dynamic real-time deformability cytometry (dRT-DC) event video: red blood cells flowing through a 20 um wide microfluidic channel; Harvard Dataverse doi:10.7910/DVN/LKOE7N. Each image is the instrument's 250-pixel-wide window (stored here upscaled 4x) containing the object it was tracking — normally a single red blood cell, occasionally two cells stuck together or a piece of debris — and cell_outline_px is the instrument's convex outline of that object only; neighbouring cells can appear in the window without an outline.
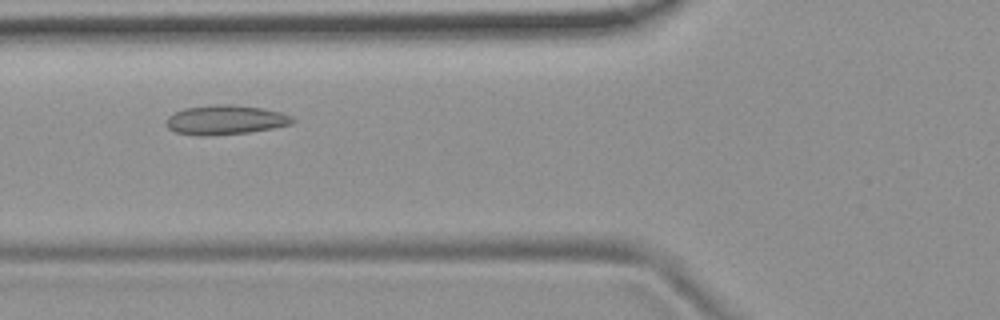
{"species": "common noctule bat (a hibernating species)", "species_latin": "Nyctalus noctula", "temperature_condition": "room temperature", "stored_images_in_passage": 48, "camera_frame_rate_fps": 3000, "um_per_image_px": 0.085, "animal": {"sex": "female", "body_mass_g": 19.9}, "frame": {"image": 1, "passage_image": 14, "time_ms": 4.333, "image_size_px": [1000, 320], "cell_outline_px": [[296, 120], [292, 124], [272, 128], [248, 132], [208, 136], [200, 136], [176, 132], [168, 128], [164, 124], [168, 116], [184, 108], [216, 104], [232, 104], [264, 108], [280, 112], [292, 116]], "centroid_in_image_um": [19.16, 10.18], "position_along_channel_um": 106.6, "area_um2": 21.79}}
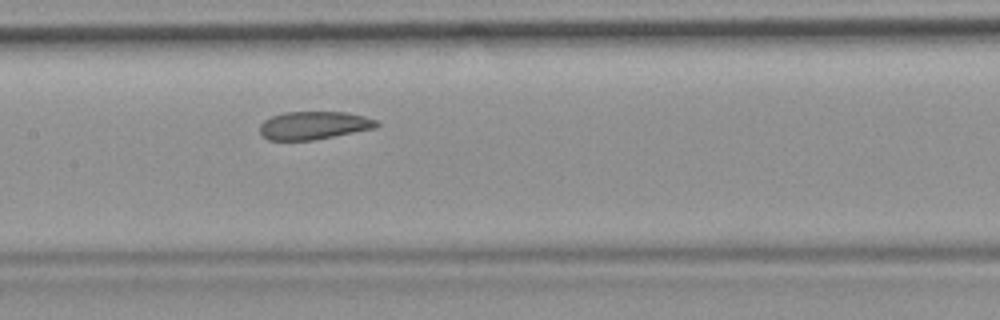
{"frame": {"image": 2, "passage_image": 20, "time_ms": 6.333, "image_size_px": [1000, 320], "cell_outline_px": [[380, 124], [376, 128], [312, 140], [268, 140], [260, 132], [260, 124], [264, 120], [272, 116], [284, 112], [348, 112], [364, 116], [376, 120]], "centroid_in_image_um": [26.68, 10.65], "position_along_channel_um": 180.7, "area_um2": 19.02}}
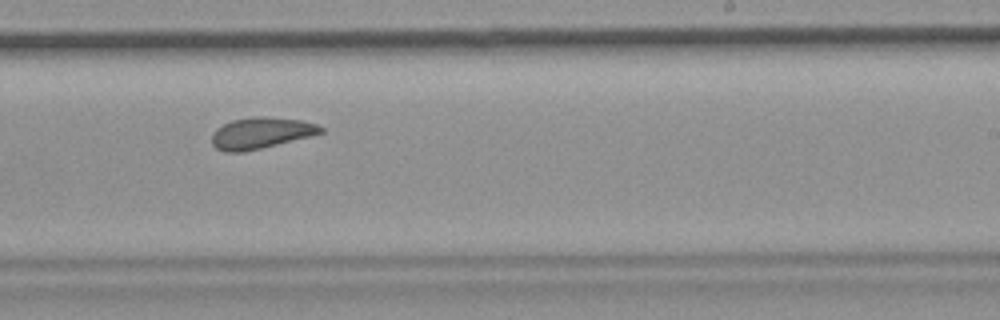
{"frame": {"image": 3, "passage_image": 27, "time_ms": 8.667, "image_size_px": [1000, 320], "cell_outline_px": [[324, 132], [244, 152], [224, 152], [216, 148], [212, 144], [212, 132], [216, 128], [232, 120], [252, 116], [304, 120], [316, 124], [324, 128]], "centroid_in_image_um": [22.14, 11.3], "position_along_channel_um": 266.9, "area_um2": 19.59}, "authors_computed_cell_mechanics": {"area_um2": 20.4901, "velocity_mm_per_s": 3.7085, "shape_relaxation_time_tau1_ms": 10.087, "shape_relaxation_time_tau2_ms": 2.4284, "deformation_change_tau1": 0.1345, "deformation_change_tau2": 0.0708}}